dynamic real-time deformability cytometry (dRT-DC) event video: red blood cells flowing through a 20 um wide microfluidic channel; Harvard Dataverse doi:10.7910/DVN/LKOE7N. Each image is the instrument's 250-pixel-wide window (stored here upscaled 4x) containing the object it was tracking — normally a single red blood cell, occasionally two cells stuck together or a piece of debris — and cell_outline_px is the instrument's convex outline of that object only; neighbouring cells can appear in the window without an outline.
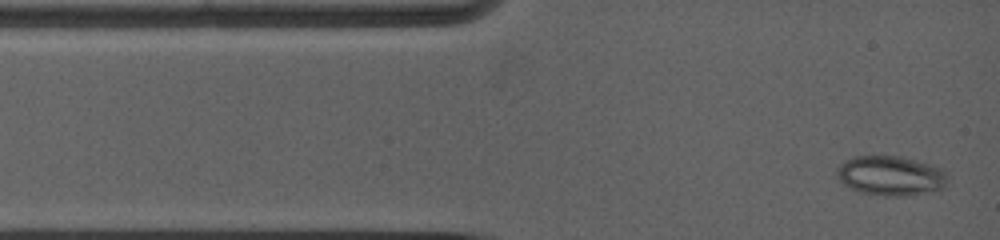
{"species": "common noctule bat (a hibernating species)", "species_latin": "Nyctalus noctula", "temperature_condition": "warm", "stored_images_in_passage": 5, "camera_frame_rate_fps": 5000, "um_per_image_px": 0.085, "animal": {"sex": "female", "body_mass_g": 19.0, "forearm_length_mm": 53.3}, "frame": {"image": 1, "passage_image": 1, "time_ms": 0.0, "image_size_px": [1000, 240], "cell_outline_px": [[948, 184], [944, 188], [904, 196], [884, 196], [860, 192], [844, 184], [836, 176], [836, 168], [840, 164], [856, 156], [900, 156], [932, 164], [944, 168], [948, 172]], "centroid_in_image_um": [75.76, 14.93], "position_along_channel_um": 9.2, "area_um2": 25.78}}
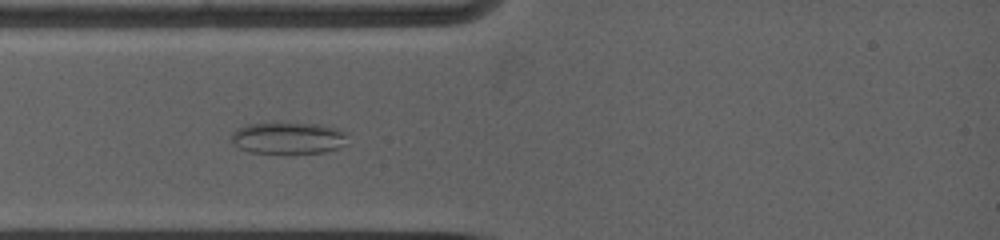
{"frame": {"image": 2, "passage_image": 4, "time_ms": 2.4, "image_size_px": [1000, 240], "cell_outline_px": [[344, 132], [336, 148], [324, 152], [292, 156], [276, 156], [248, 152], [240, 148], [232, 140], [232, 136], [240, 128], [248, 124], [320, 124], [336, 128]], "centroid_in_image_um": [24.41, 11.81], "position_along_channel_um": 60.6, "area_um2": 21.39}}